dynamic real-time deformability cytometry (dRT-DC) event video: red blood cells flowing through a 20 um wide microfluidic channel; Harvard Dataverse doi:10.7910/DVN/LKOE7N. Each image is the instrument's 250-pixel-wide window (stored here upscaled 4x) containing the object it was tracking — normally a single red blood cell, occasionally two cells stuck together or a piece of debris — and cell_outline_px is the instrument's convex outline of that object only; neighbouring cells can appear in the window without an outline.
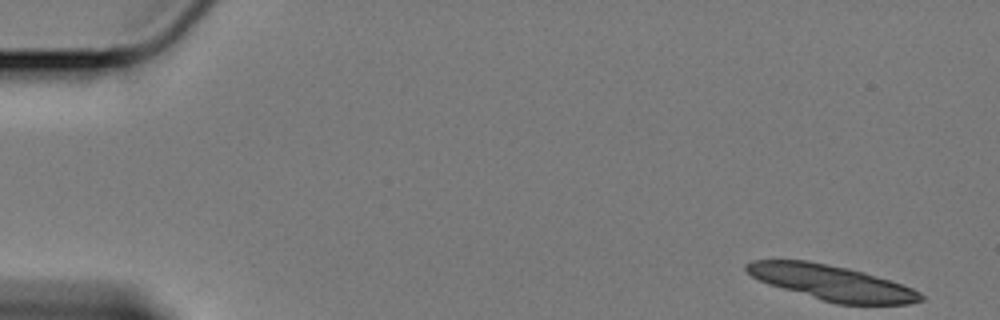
{"species": "Egyptian fruit bat (a non-hibernating species)", "species_latin": "Rousettus aegyptiacus", "temperature_condition": "cold", "stored_images_in_passage": 16, "camera_frame_rate_fps": 3000, "um_per_image_px": 0.085, "animal": {"sex": "female"}, "frame": {"image": 1, "passage_image": 1, "time_ms": 0.0, "image_size_px": [1000, 320], "cell_outline_px": [[924, 300], [908, 304], [836, 304], [820, 300], [768, 284], [752, 276], [744, 268], [744, 264], [752, 260], [808, 260], [848, 268], [864, 272], [912, 288], [920, 292], [924, 296]], "centroid_in_image_um": [70.68, 24.03], "position_along_channel_um": 14.3, "area_um2": 35.55}}